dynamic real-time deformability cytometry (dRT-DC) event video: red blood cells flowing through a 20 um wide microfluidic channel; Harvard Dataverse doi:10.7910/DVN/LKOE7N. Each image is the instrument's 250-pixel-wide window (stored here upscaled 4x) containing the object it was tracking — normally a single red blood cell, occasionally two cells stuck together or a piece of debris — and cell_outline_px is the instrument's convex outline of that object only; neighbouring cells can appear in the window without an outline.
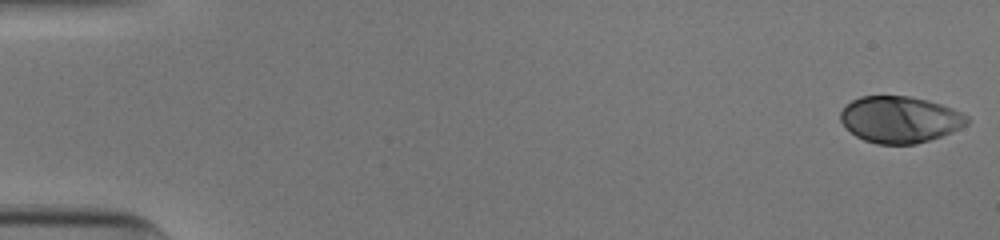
{"species": "human", "species_latin": "Homo sapiens", "temperature_condition": "cold", "stored_images_in_passage": 53, "camera_frame_rate_fps": 3000, "um_per_image_px": 0.085, "donor": {"sex": "male"}, "frame": {"image": 1, "passage_image": 1, "time_ms": 0.0, "image_size_px": [1000, 240], "cell_outline_px": [[968, 124], [952, 132], [916, 144], [876, 144], [864, 140], [856, 136], [840, 120], [840, 112], [852, 100], [860, 96], [908, 96], [928, 100], [952, 108], [968, 116]], "centroid_in_image_um": [76.49, 10.15], "position_along_channel_um": 8.5, "area_um2": 34.1}}
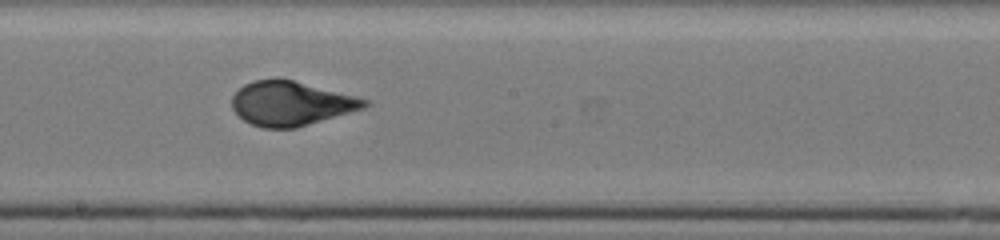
{"frame": {"image": 2, "passage_image": 30, "time_ms": 9.667, "image_size_px": [1000, 240], "cell_outline_px": [[368, 104], [364, 108], [296, 128], [264, 128], [252, 124], [244, 120], [232, 108], [232, 96], [244, 84], [252, 80], [292, 80], [356, 96], [368, 100]], "centroid_in_image_um": [24.72, 8.81], "position_along_channel_um": 223.5, "area_um2": 33.64}}
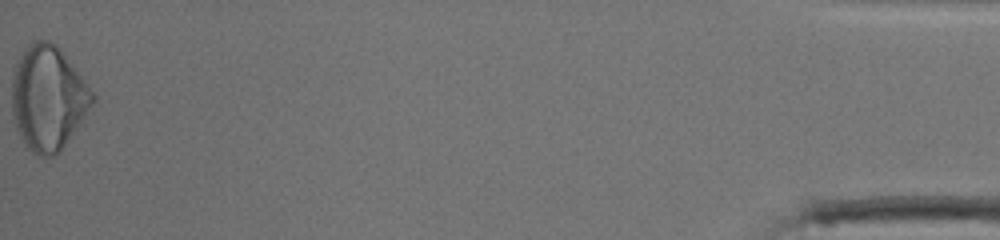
{"frame": {"image": 3, "passage_image": 53, "time_ms": 17.333, "image_size_px": [1000, 240], "cell_outline_px": [[96, 100], [64, 144], [52, 156], [36, 156], [24, 148], [16, 128], [12, 116], [12, 72], [24, 48], [36, 40], [48, 40], [56, 44], [96, 96]], "centroid_in_image_um": [4.04, 8.34], "position_along_channel_um": 431.2, "area_um2": 48.78}, "authors_computed_cell_mechanics": {"area_um2": 34.5644, "velocity_mm_per_s": 3.9079, "shape_relaxation_time_tau1_ms": 5.1509, "shape_relaxation_time_tau2_ms": null, "deformation_change_tau1": 0.2025, "deformation_change_tau2": null}}